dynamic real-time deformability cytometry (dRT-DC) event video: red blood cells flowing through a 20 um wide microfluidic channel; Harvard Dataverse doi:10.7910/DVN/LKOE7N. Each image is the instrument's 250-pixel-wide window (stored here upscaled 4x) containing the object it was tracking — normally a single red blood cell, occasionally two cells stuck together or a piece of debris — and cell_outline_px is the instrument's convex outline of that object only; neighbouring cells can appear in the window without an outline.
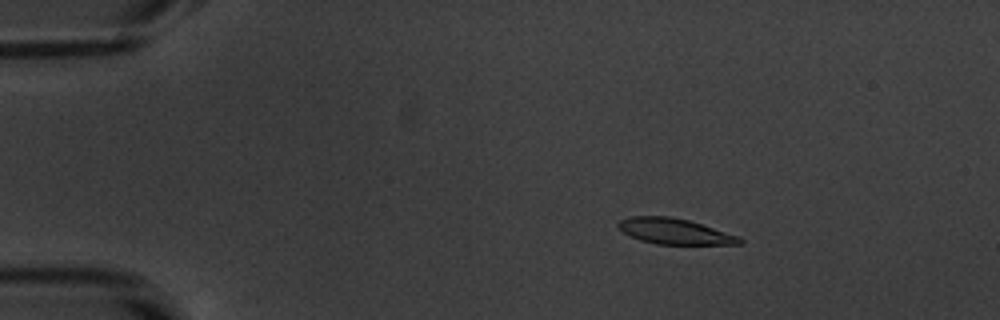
{"species": "common noctule bat (a hibernating species)", "species_latin": "Nyctalus noctula", "temperature_condition": "warm", "stored_images_in_passage": 41, "camera_frame_rate_fps": 3000, "um_per_image_px": 0.085, "animal": {"sex": "male", "body_mass_g": 20.1, "forearm_length_mm": 53.5}, "frame": {"image": 1, "passage_image": 10, "time_ms": 3.0, "image_size_px": [1000, 320], "cell_outline_px": [[744, 244], [656, 244], [640, 240], [624, 232], [616, 224], [620, 220], [632, 216], [668, 216], [688, 220], [740, 236], [744, 240]], "centroid_in_image_um": [57.38, 19.67], "position_along_channel_um": 27.6, "area_um2": 18.03}}
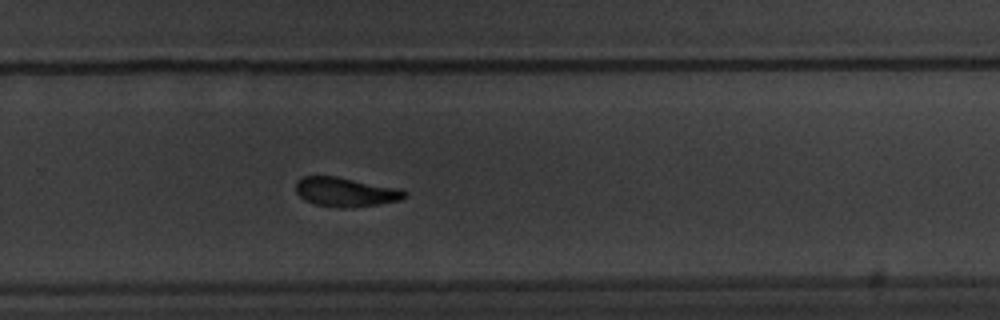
{"frame": {"image": 2, "passage_image": 37, "time_ms": 12.0, "image_size_px": [1000, 320], "cell_outline_px": [[408, 196], [400, 200], [352, 208], [336, 208], [316, 204], [304, 200], [296, 192], [296, 180], [304, 176], [336, 176], [400, 188], [408, 192]], "centroid_in_image_um": [29.39, 16.32], "position_along_channel_um": 300.4, "area_um2": 18.73}}
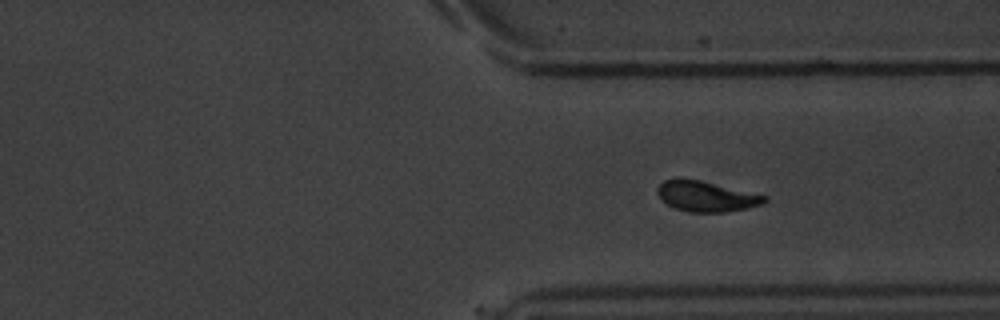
{"frame": {"image": 3, "passage_image": 41, "time_ms": 13.333, "image_size_px": [1000, 320], "cell_outline_px": [[768, 200], [764, 204], [748, 208], [724, 212], [688, 212], [676, 208], [660, 200], [656, 192], [656, 188], [664, 180], [676, 176], [680, 176], [700, 180], [768, 196]], "centroid_in_image_um": [59.99, 16.66], "position_along_channel_um": 351.4, "area_um2": 19.42}}